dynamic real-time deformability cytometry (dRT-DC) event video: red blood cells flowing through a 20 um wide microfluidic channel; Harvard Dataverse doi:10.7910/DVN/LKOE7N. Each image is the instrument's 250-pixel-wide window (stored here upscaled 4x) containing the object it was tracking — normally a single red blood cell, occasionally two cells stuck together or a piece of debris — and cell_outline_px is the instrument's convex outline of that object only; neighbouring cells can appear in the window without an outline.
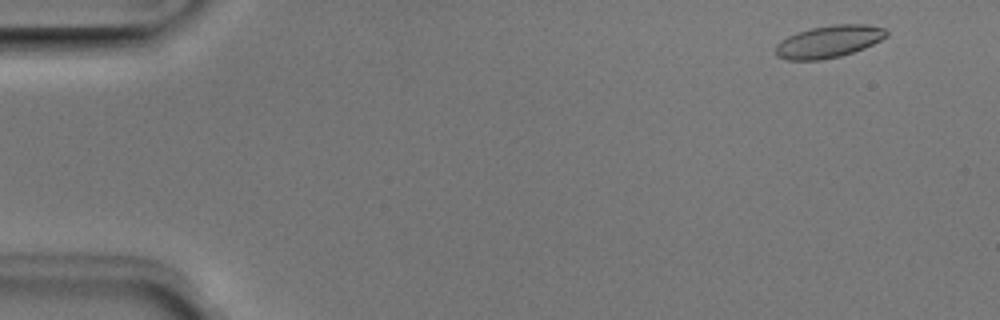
{"species": "Egyptian fruit bat (a non-hibernating species)", "species_latin": "Rousettus aegyptiacus", "temperature_condition": "room temperature", "stored_images_in_passage": 49, "camera_frame_rate_fps": 3000, "um_per_image_px": 0.085, "animal": {"sex": "male"}, "frame": {"image": 1, "passage_image": 3, "time_ms": 0.667, "image_size_px": [1000, 320], "cell_outline_px": [[888, 36], [864, 48], [840, 56], [820, 60], [788, 60], [776, 56], [776, 44], [788, 36], [796, 32], [812, 28], [832, 24], [868, 24], [884, 28], [888, 32]], "centroid_in_image_um": [70.45, 3.52], "position_along_channel_um": 14.6, "area_um2": 20.81}}
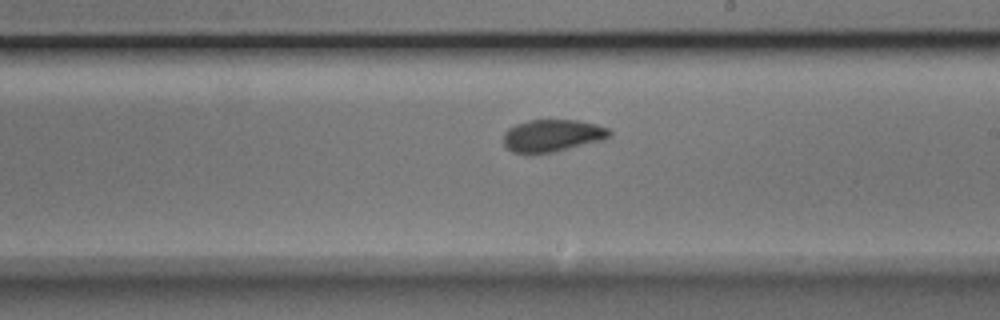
{"frame": {"image": 2, "passage_image": 29, "time_ms": 9.333, "image_size_px": [1000, 320], "cell_outline_px": [[612, 136], [604, 140], [552, 152], [532, 156], [524, 156], [512, 152], [504, 144], [504, 132], [508, 128], [516, 124], [528, 120], [580, 120], [596, 124], [608, 128], [612, 132]], "centroid_in_image_um": [46.93, 11.55], "position_along_channel_um": 242.1, "area_um2": 20.52}}
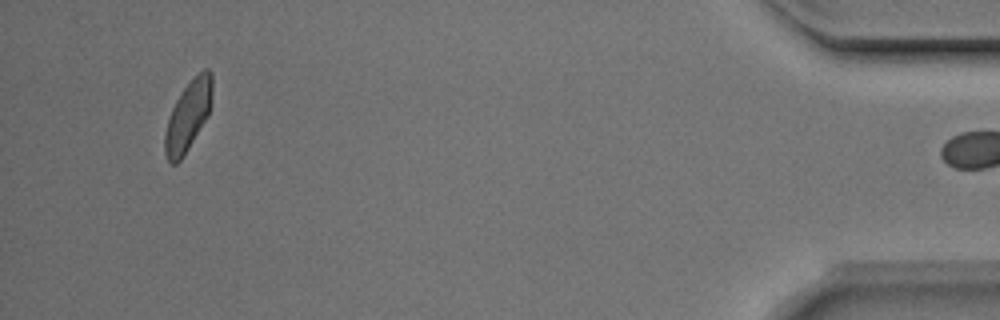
{"frame": {"image": 3, "passage_image": 48, "time_ms": 15.667, "image_size_px": [1000, 320], "cell_outline_px": [[212, 92], [208, 116], [188, 148], [180, 160], [176, 164], [172, 164], [168, 160], [164, 152], [164, 132], [172, 108], [176, 100], [184, 88], [204, 68], [208, 68], [212, 72]], "centroid_in_image_um": [15.98, 9.85], "position_along_channel_um": 419.2, "area_um2": 18.96}, "authors_computed_cell_mechanics": {"area_um2": 20.5768, "velocity_mm_per_s": 3.9618, "shape_relaxation_time_tau1_ms": 2.7358, "shape_relaxation_time_tau2_ms": 1.6718, "deformation_change_tau1": 0.099, "deformation_change_tau2": 0.0571}}